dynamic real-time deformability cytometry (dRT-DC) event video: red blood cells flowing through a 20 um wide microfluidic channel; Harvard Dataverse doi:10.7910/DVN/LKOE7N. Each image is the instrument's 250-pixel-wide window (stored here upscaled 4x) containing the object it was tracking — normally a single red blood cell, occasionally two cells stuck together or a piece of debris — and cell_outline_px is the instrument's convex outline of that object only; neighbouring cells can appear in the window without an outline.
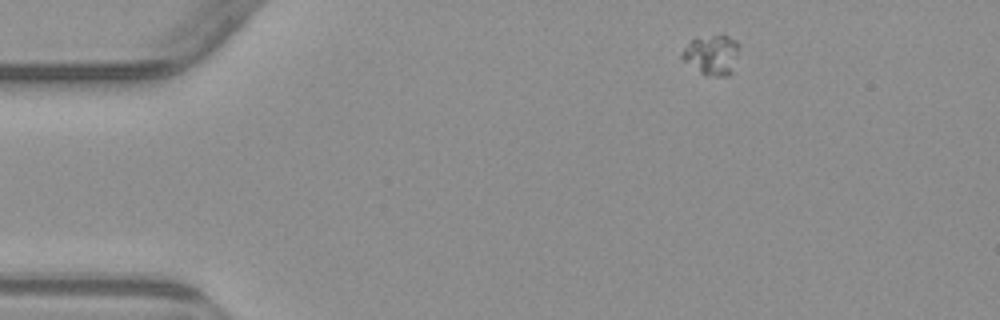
{"species": "common noctule bat (a hibernating species)", "species_latin": "Nyctalus noctula", "temperature_condition": "warm", "stored_images_in_passage": 3, "camera_frame_rate_fps": 3000, "um_per_image_px": 0.085, "animal": {"sex": "male", "body_mass_g": 23.1, "forearm_length_mm": 52.7}, "frame": {"image": 1, "passage_image": 1, "time_ms": 0.0, "image_size_px": [1000, 320], "cell_outline_px": [[740, 44], [732, 72], [728, 76], [704, 76], [684, 60], [680, 56], [680, 52], [692, 40], [724, 32], [736, 40]], "centroid_in_image_um": [60.53, 4.64], "position_along_channel_um": 24.5, "area_um2": 13.53}}
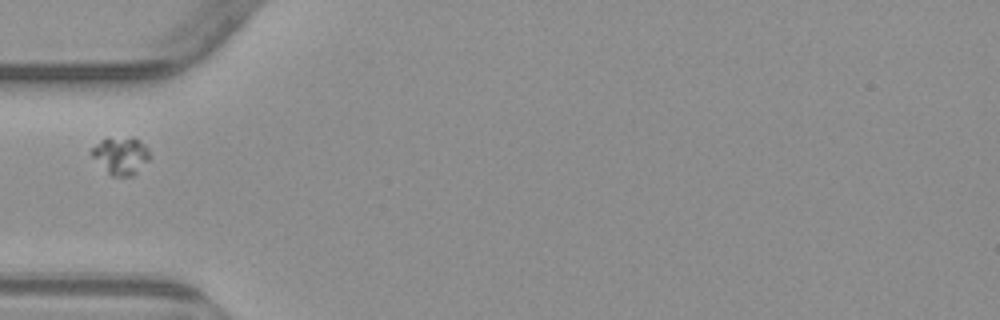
{"frame": {"image": 2, "passage_image": 3, "time_ms": 3.333, "image_size_px": [1000, 320], "cell_outline_px": [[148, 160], [132, 176], [112, 176], [92, 156], [92, 148], [100, 140], [132, 136], [140, 140], [148, 148]], "centroid_in_image_um": [10.28, 13.21], "position_along_channel_um": 74.7, "area_um2": 12.31}}